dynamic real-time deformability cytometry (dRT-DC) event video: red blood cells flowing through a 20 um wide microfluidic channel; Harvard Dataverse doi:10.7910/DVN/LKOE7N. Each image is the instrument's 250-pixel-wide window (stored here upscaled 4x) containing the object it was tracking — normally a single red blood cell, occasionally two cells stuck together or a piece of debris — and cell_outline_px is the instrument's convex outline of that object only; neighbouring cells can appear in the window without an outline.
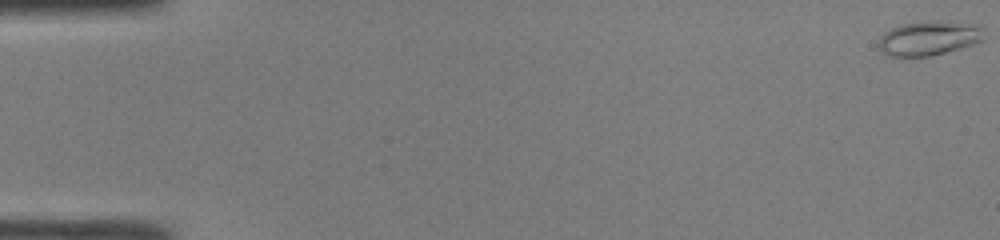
{"species": "common noctule bat (a hibernating species)", "species_latin": "Nyctalus noctula", "temperature_condition": "room temperature", "stored_images_in_passage": 14, "camera_frame_rate_fps": 3000, "um_per_image_px": 0.085, "animal": {"sex": "male", "body_mass_g": 19.0, "forearm_length_mm": 50.8}, "frame": {"image": 1, "passage_image": 1, "time_ms": 0.0, "image_size_px": [1000, 240], "cell_outline_px": [[984, 40], [960, 48], [928, 56], [888, 56], [880, 48], [880, 36], [884, 32], [900, 24], [972, 24], [984, 28]], "centroid_in_image_um": [78.94, 3.3], "position_along_channel_um": 6.1, "area_um2": 19.88}}